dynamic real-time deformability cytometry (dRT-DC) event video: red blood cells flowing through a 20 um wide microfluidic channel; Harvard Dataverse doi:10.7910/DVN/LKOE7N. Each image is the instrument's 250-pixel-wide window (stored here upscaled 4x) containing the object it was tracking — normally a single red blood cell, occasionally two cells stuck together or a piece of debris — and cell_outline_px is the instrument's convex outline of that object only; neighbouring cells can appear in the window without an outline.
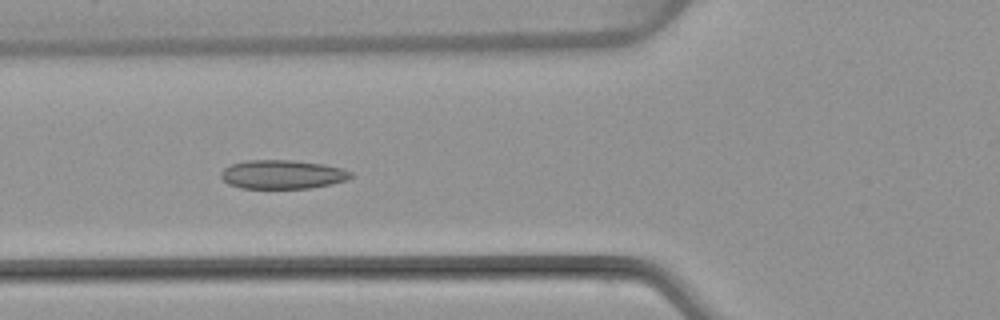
{"species": "common noctule bat (a hibernating species)", "species_latin": "Nyctalus noctula", "temperature_condition": "warm", "stored_images_in_passage": 7, "camera_frame_rate_fps": 3000, "um_per_image_px": 0.085, "animal": {"sex": "female", "body_mass_g": 22.7, "forearm_length_mm": 54.2}, "frame": {"image": 1, "passage_image": 5, "time_ms": 6.0, "image_size_px": [1000, 320], "cell_outline_px": [[352, 176], [348, 180], [332, 184], [308, 188], [240, 188], [228, 184], [220, 176], [220, 172], [224, 168], [232, 164], [248, 160], [292, 160], [324, 164], [340, 168], [352, 172]], "centroid_in_image_um": [24.0, 14.83], "position_along_channel_um": 101.8, "area_um2": 21.85}}
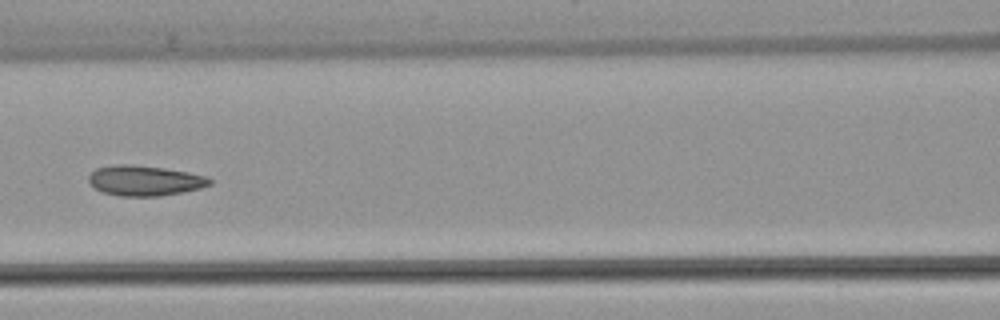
{"frame": {"image": 2, "passage_image": 6, "time_ms": 7.333, "image_size_px": [1000, 320], "cell_outline_px": [[212, 184], [200, 188], [184, 192], [160, 196], [120, 196], [104, 192], [96, 188], [88, 180], [88, 176], [96, 168], [116, 164], [132, 164], [164, 168], [188, 172], [208, 176], [212, 180]], "centroid_in_image_um": [12.34, 15.34], "position_along_channel_um": 154.3, "area_um2": 21.39}}
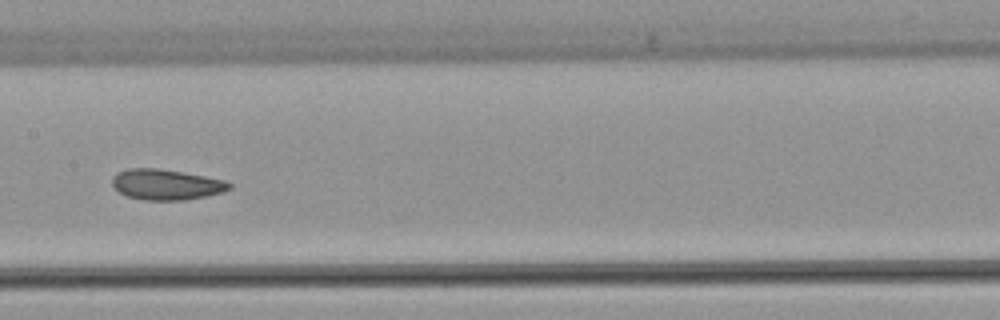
{"frame": {"image": 3, "passage_image": 7, "time_ms": 8.333, "image_size_px": [1000, 320], "cell_outline_px": [[232, 188], [224, 192], [184, 200], [144, 200], [128, 196], [120, 192], [112, 184], [112, 176], [116, 172], [128, 168], [156, 168], [204, 176], [224, 180], [232, 184]], "centroid_in_image_um": [14.12, 15.68], "position_along_channel_um": 193.3, "area_um2": 20.75}}